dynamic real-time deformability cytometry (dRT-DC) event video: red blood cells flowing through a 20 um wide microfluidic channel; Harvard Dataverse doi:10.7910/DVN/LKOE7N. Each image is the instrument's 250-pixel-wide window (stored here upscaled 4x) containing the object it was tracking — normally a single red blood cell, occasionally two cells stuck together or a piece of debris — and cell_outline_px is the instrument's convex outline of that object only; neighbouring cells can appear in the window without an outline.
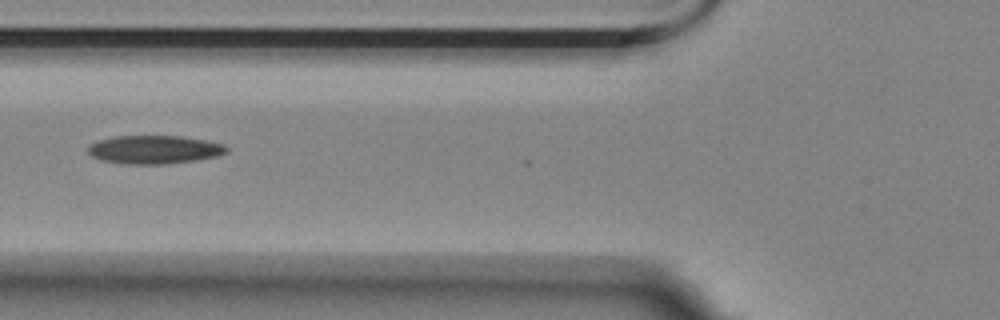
{"species": "Egyptian fruit bat (a non-hibernating species)", "species_latin": "Rousettus aegyptiacus", "temperature_condition": "room temperature", "stored_images_in_passage": 5, "camera_frame_rate_fps": 3000, "um_per_image_px": 0.085, "animal": {"sex": "female"}, "frame": {"image": 1, "passage_image": 5, "time_ms": 4.667, "image_size_px": [1000, 320], "cell_outline_px": [[228, 152], [216, 156], [196, 160], [164, 164], [128, 164], [100, 160], [92, 156], [88, 152], [88, 148], [92, 144], [100, 140], [116, 136], [180, 136], [204, 140], [224, 144], [228, 148]], "centroid_in_image_um": [13.13, 12.72], "position_along_channel_um": 112.7, "area_um2": 22.72}}